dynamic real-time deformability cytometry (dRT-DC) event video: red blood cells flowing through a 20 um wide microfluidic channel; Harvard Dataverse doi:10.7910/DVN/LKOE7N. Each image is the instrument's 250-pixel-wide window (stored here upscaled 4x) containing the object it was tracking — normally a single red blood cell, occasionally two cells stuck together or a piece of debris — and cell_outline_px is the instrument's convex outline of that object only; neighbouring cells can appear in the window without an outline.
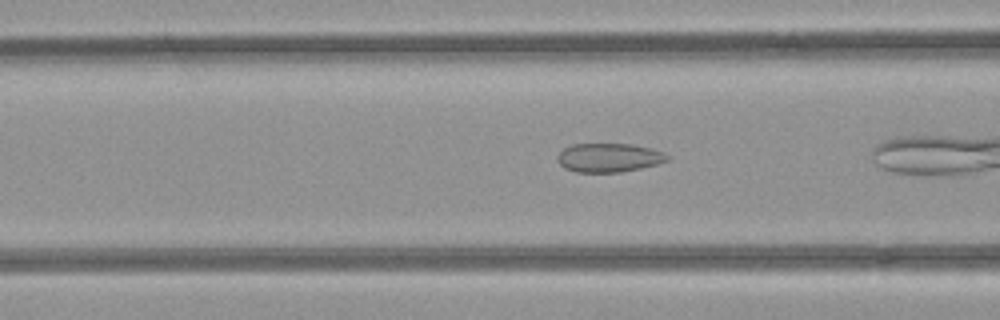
{"species": "common noctule bat (a hibernating species)", "species_latin": "Nyctalus noctula", "temperature_condition": "room temperature", "stored_images_in_passage": 36, "camera_frame_rate_fps": 3000, "um_per_image_px": 0.085, "animal": {"sex": "female", "body_mass_g": 21.9}, "frame": {"image": 1, "passage_image": 7, "time_ms": 2.0, "image_size_px": [1000, 320], "cell_outline_px": [[668, 160], [656, 164], [640, 168], [620, 172], [576, 172], [564, 168], [556, 160], [556, 156], [564, 148], [572, 144], [632, 144], [652, 148], [664, 152], [668, 156]], "centroid_in_image_um": [51.73, 13.39], "position_along_channel_um": 114.9, "area_um2": 18.5}}
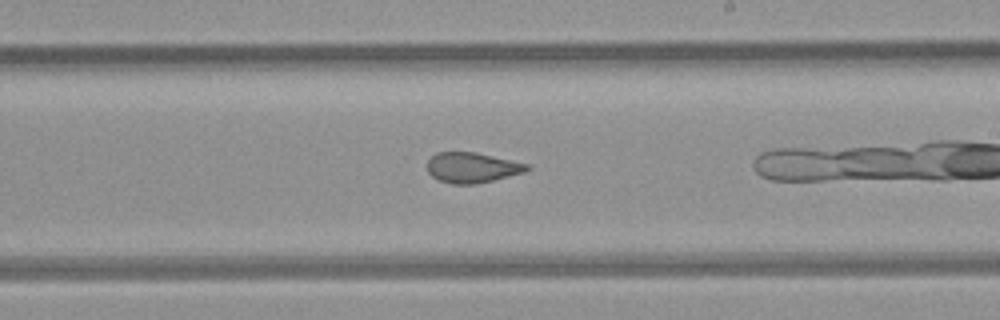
{"frame": {"image": 2, "passage_image": 17, "time_ms": 5.333, "image_size_px": [1000, 320], "cell_outline_px": [[532, 168], [524, 172], [476, 184], [452, 184], [440, 180], [432, 176], [428, 172], [428, 160], [436, 152], [476, 152], [528, 164]], "centroid_in_image_um": [40.12, 14.24], "position_along_channel_um": 248.9, "area_um2": 17.46}}
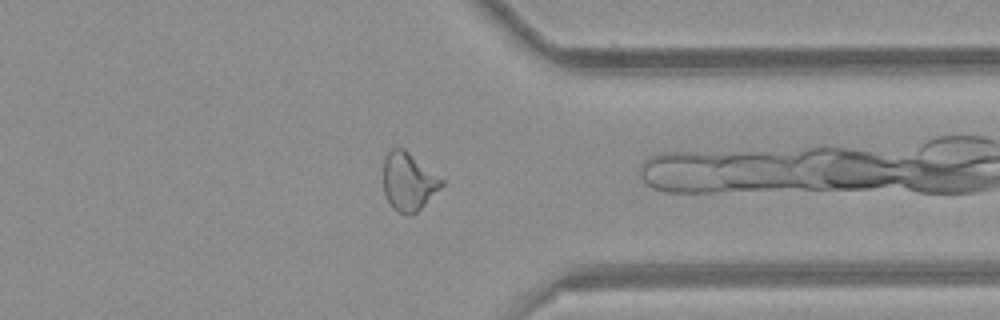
{"frame": {"image": 3, "passage_image": 27, "time_ms": 8.667, "image_size_px": [1000, 320], "cell_outline_px": [[444, 184], [416, 212], [408, 216], [392, 208], [384, 192], [384, 156], [392, 148], [404, 148], [444, 180]], "centroid_in_image_um": [34.71, 15.42], "position_along_channel_um": 376.7, "area_um2": 19.48}}